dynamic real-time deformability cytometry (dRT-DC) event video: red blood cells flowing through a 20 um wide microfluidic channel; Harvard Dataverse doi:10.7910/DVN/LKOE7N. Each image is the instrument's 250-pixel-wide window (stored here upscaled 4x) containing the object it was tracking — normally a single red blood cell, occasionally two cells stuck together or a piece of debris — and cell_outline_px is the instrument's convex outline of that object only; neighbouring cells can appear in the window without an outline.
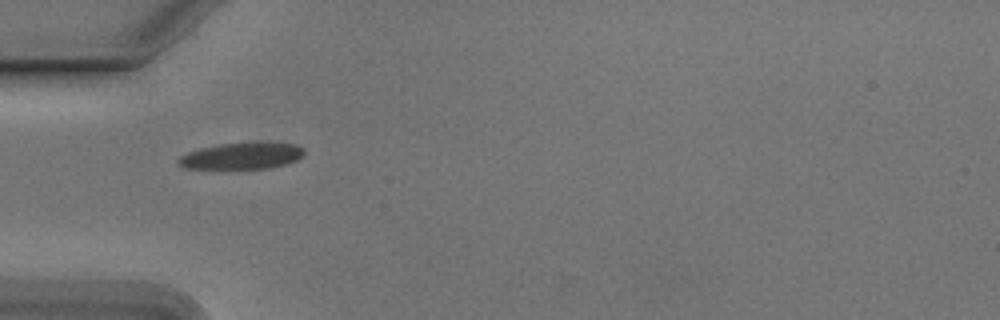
{"species": "Egyptian fruit bat (a non-hibernating species)", "species_latin": "Rousettus aegyptiacus", "temperature_condition": "cold", "stored_images_in_passage": 22, "camera_frame_rate_fps": 3000, "um_per_image_px": 0.085, "animal": {"sex": "male"}, "frame": {"image": 1, "passage_image": 1, "time_ms": 0.0, "image_size_px": [1000, 320], "cell_outline_px": [[304, 156], [296, 160], [284, 164], [268, 168], [184, 168], [176, 164], [176, 160], [180, 156], [188, 152], [200, 148], [220, 144], [260, 140], [296, 144], [304, 148]], "centroid_in_image_um": [20.58, 13.21], "position_along_channel_um": 64.4, "area_um2": 19.94}}